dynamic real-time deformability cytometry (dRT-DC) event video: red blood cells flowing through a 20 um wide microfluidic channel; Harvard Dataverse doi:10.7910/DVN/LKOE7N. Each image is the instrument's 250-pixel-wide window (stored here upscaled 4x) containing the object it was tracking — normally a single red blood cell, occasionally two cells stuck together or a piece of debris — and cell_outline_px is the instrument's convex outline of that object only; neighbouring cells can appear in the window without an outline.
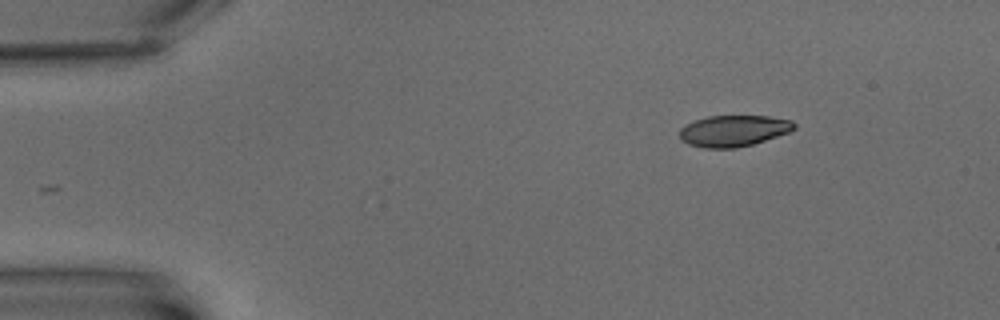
{"species": "common noctule bat (a hibernating species)", "species_latin": "Nyctalus noctula", "temperature_condition": "warm", "stored_images_in_passage": 3, "camera_frame_rate_fps": 3000, "um_per_image_px": 0.085, "animal": {"sex": "male", "body_mass_g": 15.6}, "frame": {"image": 1, "passage_image": 3, "time_ms": 3.0, "image_size_px": [1000, 320], "cell_outline_px": [[796, 128], [792, 132], [752, 144], [736, 148], [704, 148], [688, 144], [680, 140], [680, 128], [696, 120], [708, 116], [768, 116], [792, 120], [796, 124]], "centroid_in_image_um": [62.39, 11.12], "position_along_channel_um": 22.6, "area_um2": 20.98}}